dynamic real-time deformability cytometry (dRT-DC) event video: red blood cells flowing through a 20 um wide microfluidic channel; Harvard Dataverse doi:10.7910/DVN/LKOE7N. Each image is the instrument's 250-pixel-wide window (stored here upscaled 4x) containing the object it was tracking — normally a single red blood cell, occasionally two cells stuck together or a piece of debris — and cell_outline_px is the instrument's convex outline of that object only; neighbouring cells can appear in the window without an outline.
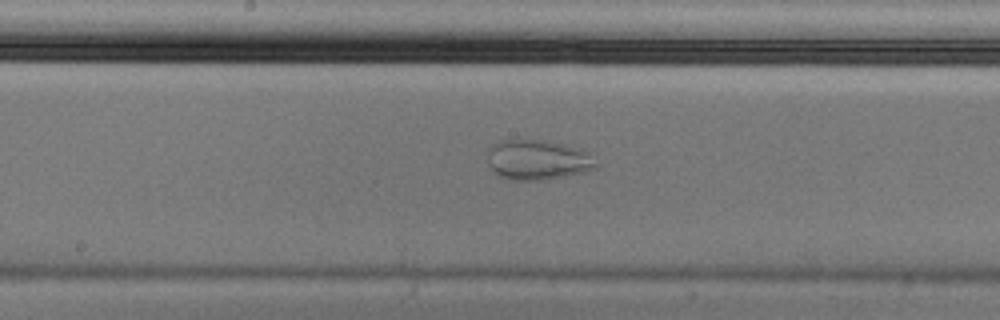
{"species": "Egyptian fruit bat (a non-hibernating species)", "species_latin": "Rousettus aegyptiacus", "temperature_condition": "cold", "stored_images_in_passage": 55, "camera_frame_rate_fps": 3000, "um_per_image_px": 0.085, "animal": {"sex": "male"}, "frame": {"image": 1, "passage_image": 29, "time_ms": 9.333, "image_size_px": [1000, 320], "cell_outline_px": [[600, 164], [596, 168], [584, 172], [564, 176], [540, 180], [512, 180], [496, 176], [492, 172], [488, 164], [488, 152], [492, 144], [500, 140], [528, 136], [564, 144], [576, 148], [584, 152]], "centroid_in_image_um": [45.62, 13.55], "position_along_channel_um": 202.6, "area_um2": 26.01}}
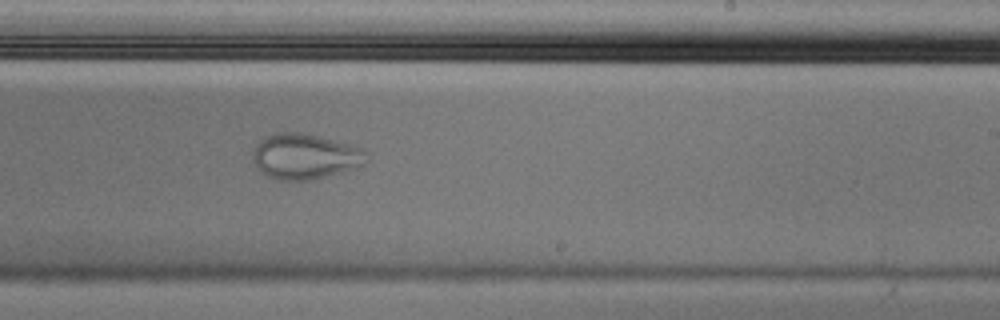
{"frame": {"image": 2, "passage_image": 34, "time_ms": 11.0, "image_size_px": [1000, 320], "cell_outline_px": [[368, 160], [364, 164], [356, 168], [312, 180], [276, 180], [260, 172], [256, 168], [252, 160], [252, 148], [264, 136], [276, 132], [304, 132], [364, 148]], "centroid_in_image_um": [25.88, 13.29], "position_along_channel_um": 263.1, "area_um2": 30.63}}
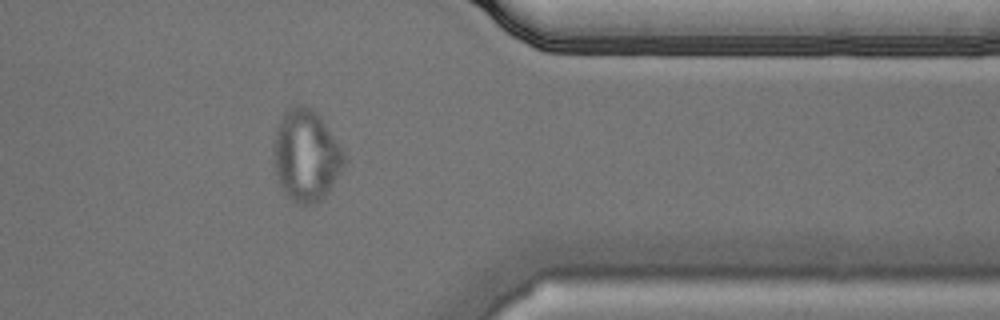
{"frame": {"image": 3, "passage_image": 45, "time_ms": 14.667, "image_size_px": [1000, 320], "cell_outline_px": [[344, 168], [328, 192], [316, 204], [300, 204], [292, 200], [284, 192], [276, 180], [272, 164], [272, 140], [276, 128], [284, 112], [288, 108], [296, 104], [300, 104], [312, 108], [320, 116], [344, 152]], "centroid_in_image_um": [25.96, 13.22], "position_along_channel_um": 385.4, "area_um2": 38.26}}